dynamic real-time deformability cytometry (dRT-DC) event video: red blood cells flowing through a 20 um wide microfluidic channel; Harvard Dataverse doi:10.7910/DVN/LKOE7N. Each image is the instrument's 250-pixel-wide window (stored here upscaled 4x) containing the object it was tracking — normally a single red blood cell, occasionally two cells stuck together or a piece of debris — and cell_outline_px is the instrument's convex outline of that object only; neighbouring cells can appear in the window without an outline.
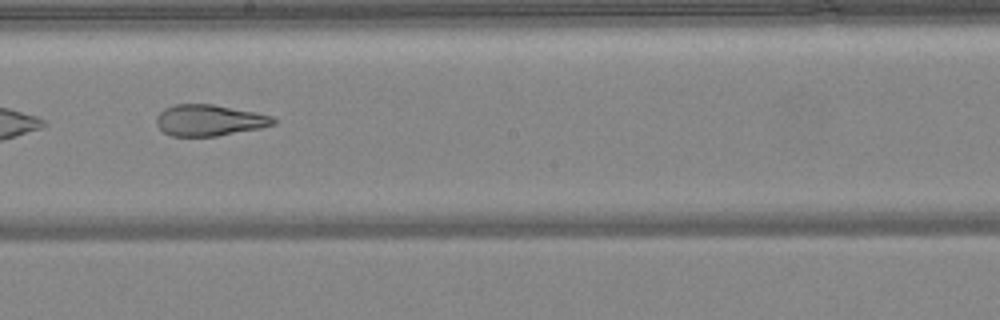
{"species": "common noctule bat (a hibernating species)", "species_latin": "Nyctalus noctula", "temperature_condition": "warm", "stored_images_in_passage": 47, "camera_frame_rate_fps": 3000, "um_per_image_px": 0.085, "animal": {"sex": "female", "body_mass_g": 24.6, "forearm_length_mm": 56.2}, "frame": {"image": 1, "passage_image": 27, "time_ms": 8.667, "image_size_px": [1000, 320], "cell_outline_px": [[276, 124], [260, 128], [216, 136], [172, 136], [164, 132], [156, 124], [156, 116], [164, 108], [176, 104], [212, 104], [256, 112], [272, 116], [276, 120]], "centroid_in_image_um": [17.79, 10.22], "position_along_channel_um": 230.4, "area_um2": 21.27}, "authors_computed_cell_mechanics": {"area_um2": 27.3972, "velocity_mm_per_s": 4.2218, "shape_relaxation_time_tau1_ms": null, "shape_relaxation_time_tau2_ms": 2.0102, "deformation_change_tau1": null, "deformation_change_tau2": 0.1128}}